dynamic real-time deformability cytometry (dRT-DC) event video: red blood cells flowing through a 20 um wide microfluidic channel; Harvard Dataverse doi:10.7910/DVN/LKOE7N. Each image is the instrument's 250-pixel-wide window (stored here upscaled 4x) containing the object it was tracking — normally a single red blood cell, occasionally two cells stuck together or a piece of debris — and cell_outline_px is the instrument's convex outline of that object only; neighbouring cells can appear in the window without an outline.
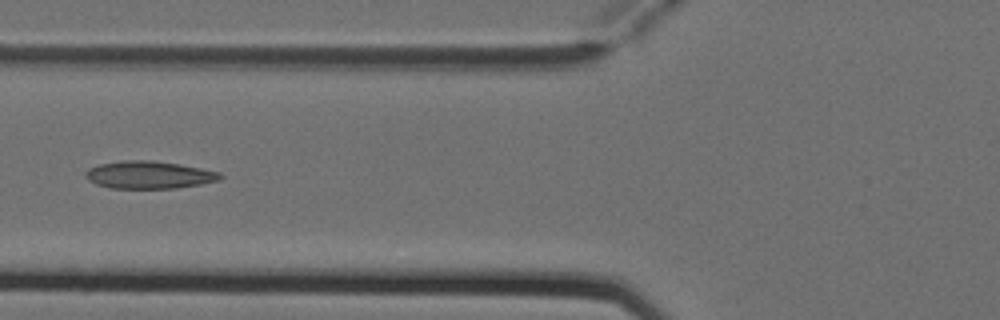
{"species": "Egyptian fruit bat (a non-hibernating species)", "species_latin": "Rousettus aegyptiacus", "temperature_condition": "cold", "stored_images_in_passage": 6, "camera_frame_rate_fps": 3000, "um_per_image_px": 0.085, "animal": {"sex": "female"}, "frame": {"image": 1, "passage_image": 6, "time_ms": 1.667, "image_size_px": [1000, 320], "cell_outline_px": [[224, 176], [220, 180], [200, 184], [176, 188], [108, 188], [96, 184], [88, 180], [84, 176], [84, 172], [88, 168], [100, 164], [124, 160], [152, 160], [180, 164], [220, 172]], "centroid_in_image_um": [12.65, 14.86], "position_along_channel_um": 113.2, "area_um2": 21.73}}